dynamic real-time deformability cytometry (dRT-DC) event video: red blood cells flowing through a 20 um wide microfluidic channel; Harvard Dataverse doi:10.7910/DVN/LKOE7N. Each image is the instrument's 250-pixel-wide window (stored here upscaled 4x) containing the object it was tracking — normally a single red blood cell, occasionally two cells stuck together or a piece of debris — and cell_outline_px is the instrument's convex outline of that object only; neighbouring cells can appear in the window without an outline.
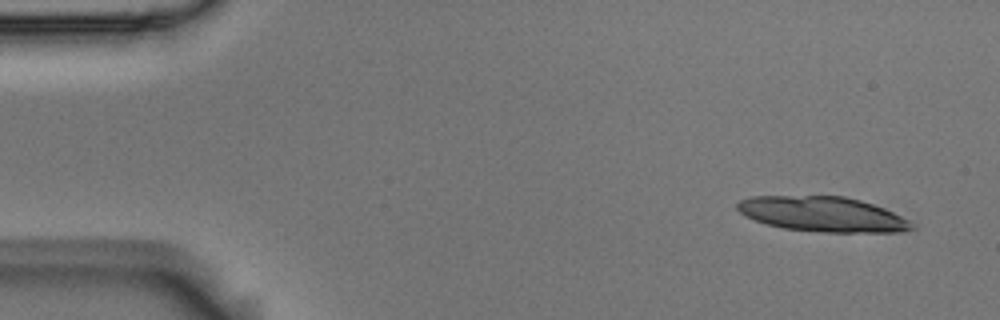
{"species": "Egyptian fruit bat (a non-hibernating species)", "species_latin": "Rousettus aegyptiacus", "temperature_condition": "room temperature", "stored_images_in_passage": 4, "camera_frame_rate_fps": 3000, "um_per_image_px": 0.085, "animal": {"sex": "male"}, "frame": {"image": 1, "passage_image": 1, "time_ms": 0.0, "image_size_px": [1000, 320], "cell_outline_px": [[916, 228], [900, 232], [824, 232], [784, 228], [768, 224], [744, 216], [736, 208], [736, 204], [740, 200], [752, 196], [844, 196], [860, 200], [884, 208], [908, 220]], "centroid_in_image_um": [69.91, 18.2], "position_along_channel_um": 15.1, "area_um2": 35.37}}